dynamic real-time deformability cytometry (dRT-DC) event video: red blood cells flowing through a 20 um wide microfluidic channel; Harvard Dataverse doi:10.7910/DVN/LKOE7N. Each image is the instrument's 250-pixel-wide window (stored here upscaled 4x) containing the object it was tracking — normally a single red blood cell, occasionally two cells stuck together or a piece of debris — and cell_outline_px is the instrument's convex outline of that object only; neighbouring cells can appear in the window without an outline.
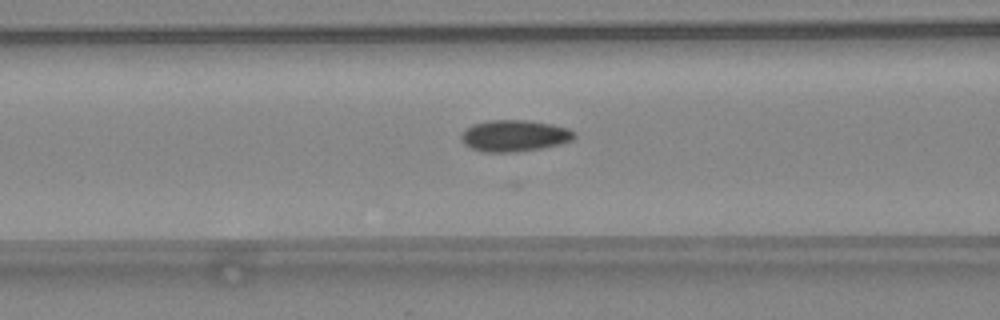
{"species": "common noctule bat (a hibernating species)", "species_latin": "Nyctalus noctula", "temperature_condition": "warm", "stored_images_in_passage": 35, "camera_frame_rate_fps": 3000, "um_per_image_px": 0.085, "animal": {"sex": "female", "body_mass_g": 24.6, "forearm_length_mm": 56.2}, "frame": {"image": 1, "passage_image": 20, "time_ms": 6.333, "image_size_px": [1000, 320], "cell_outline_px": [[576, 136], [572, 140], [560, 144], [540, 148], [516, 152], [484, 152], [472, 148], [464, 144], [460, 140], [460, 136], [472, 124], [488, 120], [528, 120], [552, 124], [568, 128], [576, 132]], "centroid_in_image_um": [43.74, 11.53], "position_along_channel_um": 122.9, "area_um2": 20.81}}
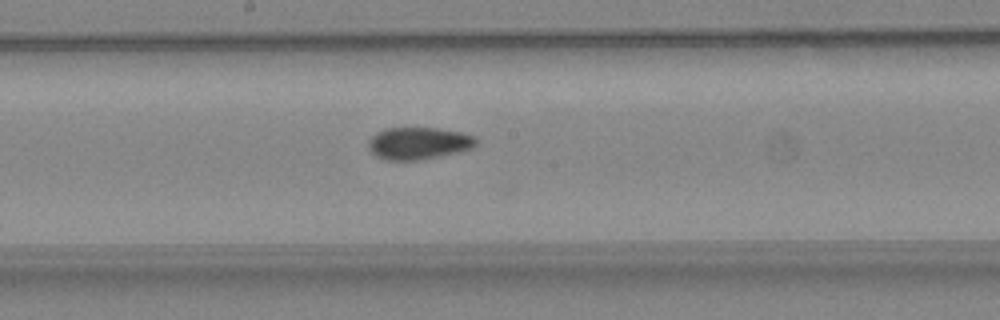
{"frame": {"image": 2, "passage_image": 26, "time_ms": 8.333, "image_size_px": [1000, 320], "cell_outline_px": [[476, 144], [472, 148], [460, 152], [420, 160], [384, 160], [376, 156], [368, 148], [368, 140], [376, 132], [388, 128], [436, 128], [460, 132], [476, 136]], "centroid_in_image_um": [35.57, 12.18], "position_along_channel_um": 212.6, "area_um2": 20.29}}
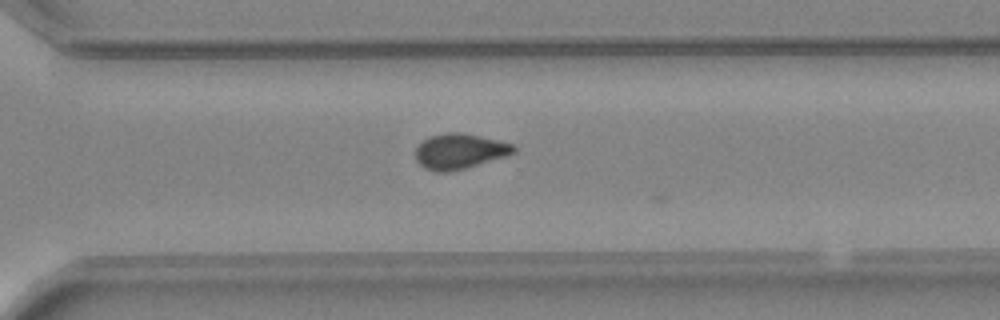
{"frame": {"image": 3, "passage_image": 34, "time_ms": 11.0, "image_size_px": [1000, 320], "cell_outline_px": [[516, 152], [508, 156], [452, 172], [436, 172], [424, 168], [416, 160], [416, 148], [428, 136], [448, 132], [460, 132], [480, 136], [512, 144], [516, 148]], "centroid_in_image_um": [39.07, 12.87], "position_along_channel_um": 331.5, "area_um2": 20.29}}